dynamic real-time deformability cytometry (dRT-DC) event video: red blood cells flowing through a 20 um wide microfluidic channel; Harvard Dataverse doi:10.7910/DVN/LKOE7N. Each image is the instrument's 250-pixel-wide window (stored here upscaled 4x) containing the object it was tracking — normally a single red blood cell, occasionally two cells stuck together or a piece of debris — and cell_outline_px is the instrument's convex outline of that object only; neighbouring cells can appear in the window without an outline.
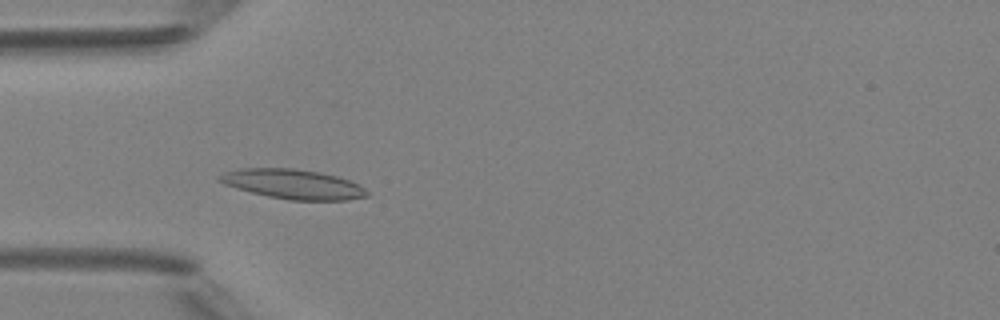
{"species": "Egyptian fruit bat (a non-hibernating species)", "species_latin": "Rousettus aegyptiacus", "temperature_condition": "room temperature", "stored_images_in_passage": 30, "camera_frame_rate_fps": 3000, "um_per_image_px": 0.085, "animal": {"sex": "female"}, "frame": {"image": 1, "passage_image": 5, "time_ms": 1.333, "image_size_px": [1000, 320], "cell_outline_px": [[368, 196], [348, 200], [288, 200], [268, 196], [236, 188], [224, 184], [216, 176], [224, 172], [240, 168], [292, 168], [320, 172], [336, 176], [348, 180], [364, 188], [368, 192]], "centroid_in_image_um": [24.88, 15.65], "position_along_channel_um": 60.1, "area_um2": 25.32}}
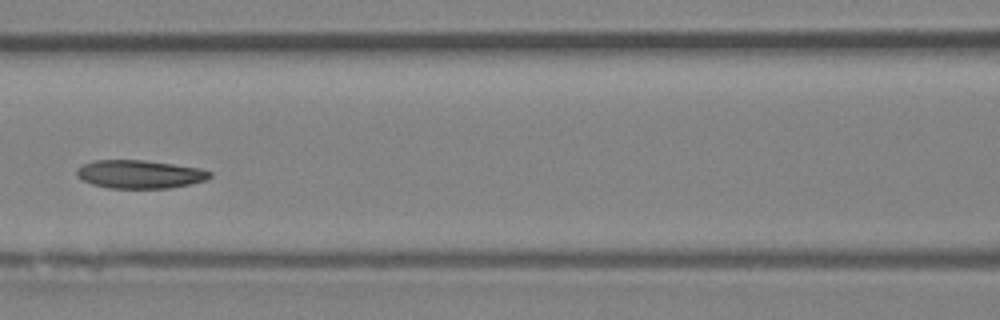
{"frame": {"image": 2, "passage_image": 12, "time_ms": 3.667, "image_size_px": [1000, 320], "cell_outline_px": [[212, 176], [204, 180], [188, 184], [168, 188], [108, 188], [92, 184], [76, 176], [76, 168], [92, 160], [144, 160], [200, 168], [212, 172]], "centroid_in_image_um": [11.84, 14.8], "position_along_channel_um": 154.8, "area_um2": 21.85}}
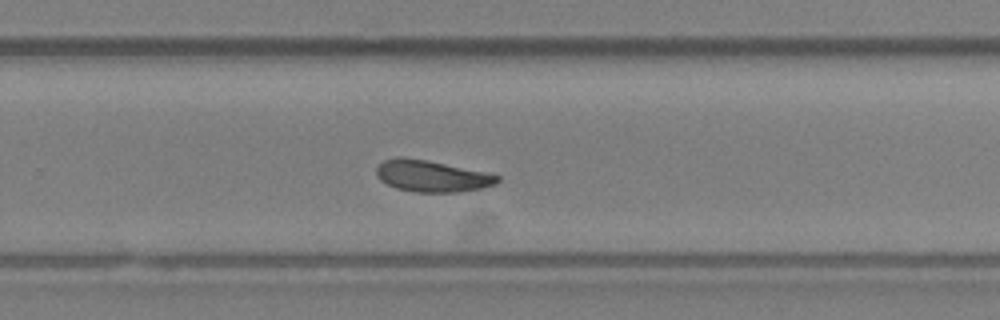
{"frame": {"image": 3, "passage_image": 22, "time_ms": 7.0, "image_size_px": [1000, 320], "cell_outline_px": [[500, 180], [496, 184], [480, 188], [460, 192], [416, 192], [396, 188], [380, 180], [376, 176], [376, 168], [384, 160], [396, 156], [404, 156], [484, 172], [500, 176]], "centroid_in_image_um": [36.66, 14.97], "position_along_channel_um": 293.1, "area_um2": 22.02}}